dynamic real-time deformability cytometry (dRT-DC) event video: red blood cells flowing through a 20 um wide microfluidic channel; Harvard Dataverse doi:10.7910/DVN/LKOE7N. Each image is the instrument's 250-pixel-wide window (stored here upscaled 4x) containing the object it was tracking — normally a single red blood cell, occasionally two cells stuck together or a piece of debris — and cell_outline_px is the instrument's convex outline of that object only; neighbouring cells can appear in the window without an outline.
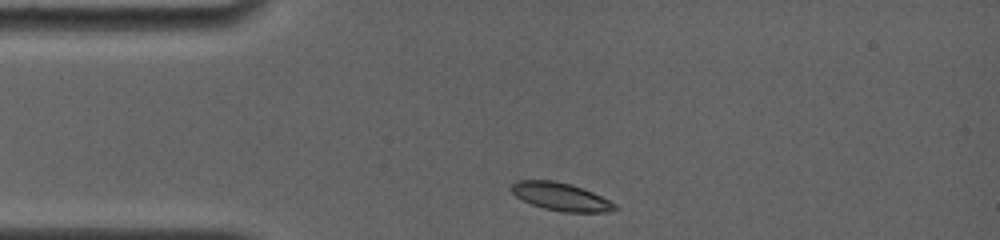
{"species": "common noctule bat (a hibernating species)", "species_latin": "Nyctalus noctula", "temperature_condition": "room temperature", "stored_images_in_passage": 22, "camera_frame_rate_fps": 4000, "um_per_image_px": 0.085, "animal": {"sex": "female", "body_mass_g": 19.0, "forearm_length_mm": 56.7}, "frame": {"image": 1, "passage_image": 1, "time_ms": 0.0, "image_size_px": [1000, 240], "cell_outline_px": [[620, 208], [608, 212], [564, 212], [544, 208], [532, 204], [516, 196], [508, 188], [516, 180], [552, 180], [584, 188], [616, 204]], "centroid_in_image_um": [47.67, 16.72], "position_along_channel_um": 37.3, "area_um2": 16.76}}
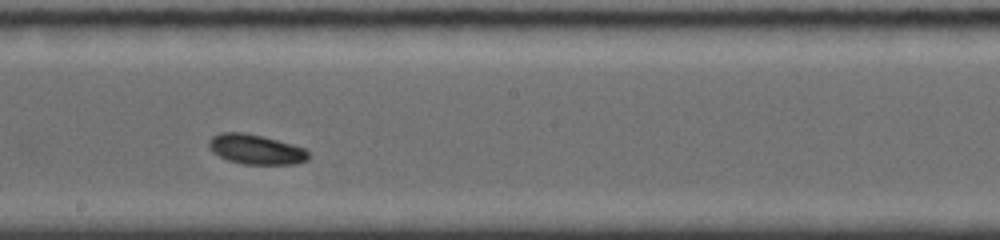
{"frame": {"image": 2, "passage_image": 10, "time_ms": 5.75, "image_size_px": [1000, 240], "cell_outline_px": [[308, 160], [292, 164], [244, 164], [228, 160], [212, 152], [208, 148], [208, 140], [212, 136], [220, 132], [244, 132], [276, 140], [304, 148], [308, 152]], "centroid_in_image_um": [21.69, 12.69], "position_along_channel_um": 226.5, "area_um2": 17.17}}
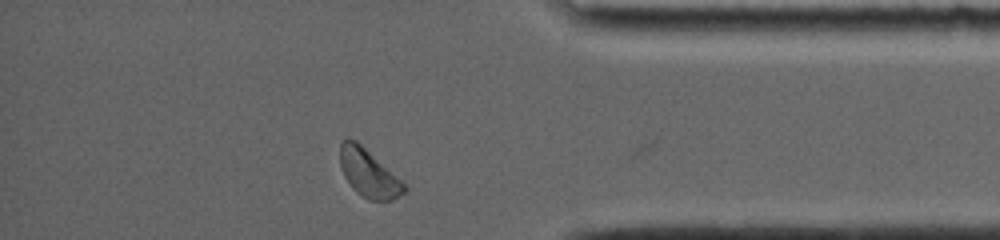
{"frame": {"image": 3, "passage_image": 21, "time_ms": 10.75, "image_size_px": [1000, 240], "cell_outline_px": [[408, 188], [404, 192], [392, 200], [368, 200], [356, 192], [352, 188], [344, 176], [340, 168], [340, 144], [344, 140], [356, 140], [400, 180]], "centroid_in_image_um": [31.3, 14.74], "position_along_channel_um": 403.9, "area_um2": 17.4}, "authors_computed_cell_mechanics": {"area_um2": 17.051, "velocity_mm_per_s": 3.7287, "shape_relaxation_time_tau1_ms": 3.7986, "shape_relaxation_time_tau2_ms": null, "deformation_change_tau1": 0.0596, "deformation_change_tau2": null}}